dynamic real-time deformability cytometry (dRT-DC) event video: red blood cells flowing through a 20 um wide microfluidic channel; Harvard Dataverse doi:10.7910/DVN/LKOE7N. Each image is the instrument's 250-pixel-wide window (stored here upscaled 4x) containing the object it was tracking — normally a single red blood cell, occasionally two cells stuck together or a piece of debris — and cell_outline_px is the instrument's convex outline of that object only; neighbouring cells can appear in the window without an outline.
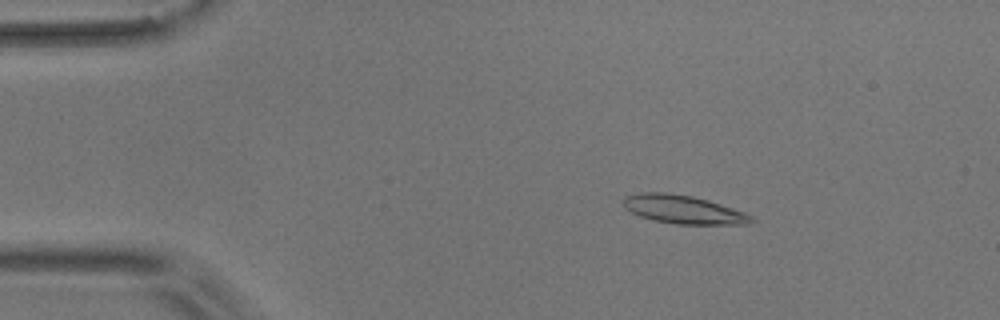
{"species": "common noctule bat (a hibernating species)", "species_latin": "Nyctalus noctula", "temperature_condition": "room temperature", "stored_images_in_passage": 5, "camera_frame_rate_fps": 3000, "um_per_image_px": 0.085, "animal": {"sex": "male", "body_mass_g": 17.9}, "frame": {"image": 1, "passage_image": 3, "time_ms": 2.333, "image_size_px": [1000, 320], "cell_outline_px": [[756, 220], [748, 224], [676, 224], [652, 220], [640, 216], [624, 208], [624, 196], [640, 192], [668, 192], [692, 196], [708, 200], [744, 212], [752, 216]], "centroid_in_image_um": [58.07, 17.8], "position_along_channel_um": 26.9, "area_um2": 21.21}}